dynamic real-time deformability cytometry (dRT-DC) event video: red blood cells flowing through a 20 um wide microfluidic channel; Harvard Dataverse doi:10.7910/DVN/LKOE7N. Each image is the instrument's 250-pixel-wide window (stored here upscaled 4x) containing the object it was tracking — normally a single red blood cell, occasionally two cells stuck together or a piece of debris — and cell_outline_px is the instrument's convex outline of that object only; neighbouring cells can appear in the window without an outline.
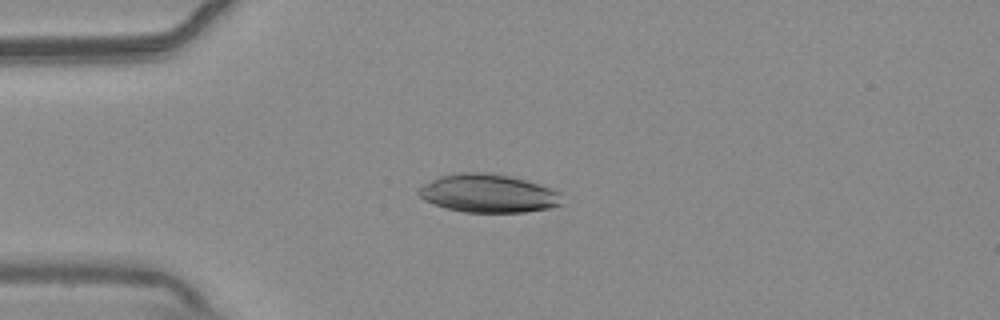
{"species": "common noctule bat (a hibernating species)", "species_latin": "Nyctalus noctula", "temperature_condition": "warm", "stored_images_in_passage": 54, "camera_frame_rate_fps": 3000, "um_per_image_px": 0.085, "animal": {"sex": "male", "body_mass_g": 20.4}, "frame": {"image": 1, "passage_image": 13, "time_ms": 4.0, "image_size_px": [1000, 320], "cell_outline_px": [[564, 204], [548, 208], [524, 212], [464, 212], [448, 208], [424, 200], [416, 192], [416, 188], [440, 176], [460, 172], [492, 172], [512, 176], [540, 184], [552, 188], [560, 192]], "centroid_in_image_um": [41.53, 16.42], "position_along_channel_um": 43.5, "area_um2": 32.25}}
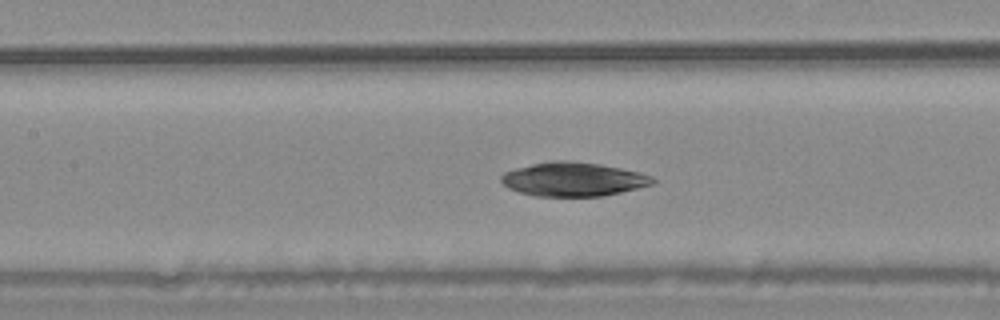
{"frame": {"image": 2, "passage_image": 24, "time_ms": 7.667, "image_size_px": [1000, 320], "cell_outline_px": [[656, 180], [652, 184], [620, 192], [600, 196], [536, 196], [520, 192], [508, 188], [500, 180], [500, 176], [504, 172], [516, 168], [532, 164], [552, 160], [564, 160], [600, 164], [640, 172], [652, 176]], "centroid_in_image_um": [48.71, 15.23], "position_along_channel_um": 158.7, "area_um2": 29.77}}
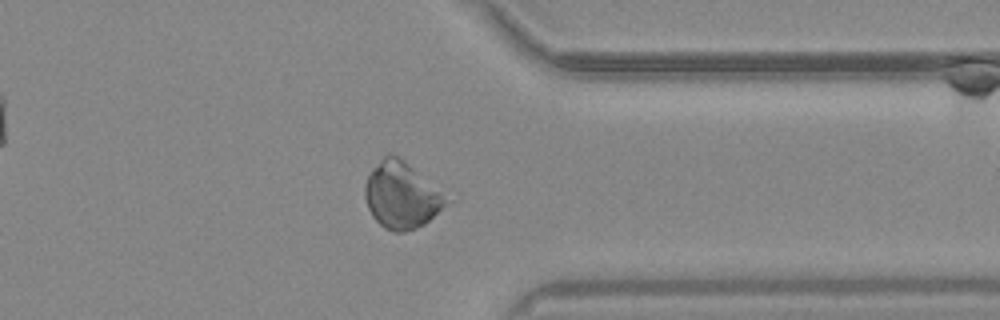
{"frame": {"image": 3, "passage_image": 42, "time_ms": 13.667, "image_size_px": [1000, 320], "cell_outline_px": [[460, 196], [456, 200], [424, 224], [416, 228], [404, 232], [392, 232], [384, 228], [372, 216], [368, 208], [364, 196], [364, 184], [372, 168], [388, 152], [392, 152]], "centroid_in_image_um": [34.33, 16.56], "position_along_channel_um": 377.1, "area_um2": 33.81}}